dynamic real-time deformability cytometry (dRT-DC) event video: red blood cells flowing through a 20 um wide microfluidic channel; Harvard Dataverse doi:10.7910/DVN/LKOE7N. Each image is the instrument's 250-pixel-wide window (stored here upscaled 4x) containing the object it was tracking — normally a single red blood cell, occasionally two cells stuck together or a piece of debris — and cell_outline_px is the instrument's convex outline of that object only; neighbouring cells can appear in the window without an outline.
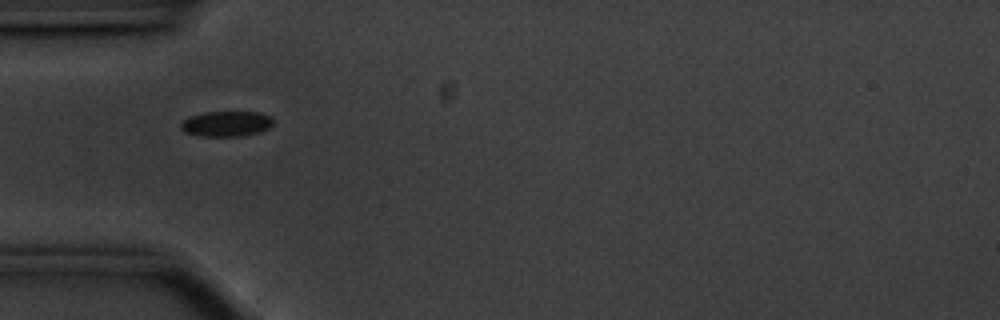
{"species": "common noctule bat (a hibernating species)", "species_latin": "Nyctalus noctula", "temperature_condition": "cold", "stored_images_in_passage": 40, "camera_frame_rate_fps": 3000, "um_per_image_px": 0.085, "animal": {"sex": "male", "body_mass_g": 20.1, "forearm_length_mm": 53.5}, "frame": {"image": 1, "passage_image": 1, "time_ms": 0.0, "image_size_px": [1000, 320], "cell_outline_px": [[272, 124], [268, 128], [260, 132], [240, 136], [204, 136], [184, 132], [180, 128], [180, 124], [188, 116], [204, 112], [260, 112], [272, 116]], "centroid_in_image_um": [19.23, 10.51], "position_along_channel_um": 65.8, "area_um2": 13.7}}
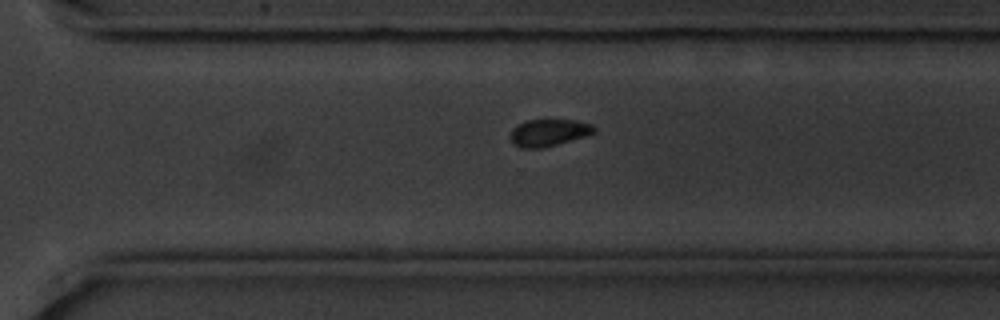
{"frame": {"image": 2, "passage_image": 23, "time_ms": 7.333, "image_size_px": [1000, 320], "cell_outline_px": [[596, 132], [584, 136], [556, 144], [540, 148], [520, 148], [508, 136], [512, 128], [516, 124], [524, 120], [576, 120], [592, 124], [596, 128]], "centroid_in_image_um": [46.61, 11.25], "position_along_channel_um": 324.0, "area_um2": 13.18}}
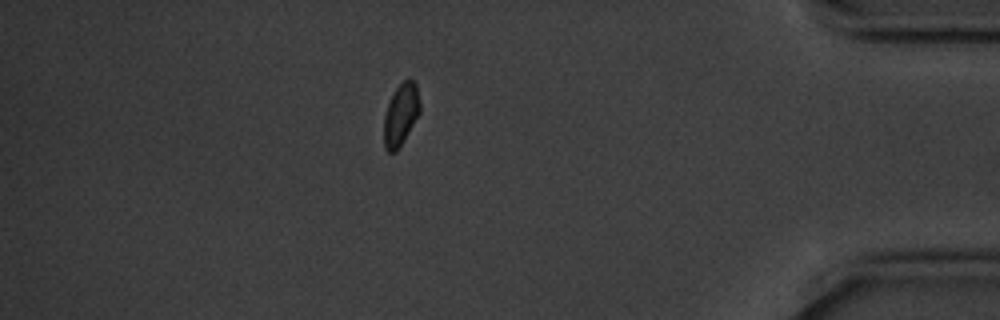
{"frame": {"image": 3, "passage_image": 33, "time_ms": 10.667, "image_size_px": [1000, 320], "cell_outline_px": [[420, 112], [404, 140], [396, 152], [388, 152], [384, 148], [384, 116], [388, 104], [396, 88], [404, 80], [412, 80], [416, 84], [420, 104]], "centroid_in_image_um": [34.06, 9.77], "position_along_channel_um": 401.1, "area_um2": 12.83}}